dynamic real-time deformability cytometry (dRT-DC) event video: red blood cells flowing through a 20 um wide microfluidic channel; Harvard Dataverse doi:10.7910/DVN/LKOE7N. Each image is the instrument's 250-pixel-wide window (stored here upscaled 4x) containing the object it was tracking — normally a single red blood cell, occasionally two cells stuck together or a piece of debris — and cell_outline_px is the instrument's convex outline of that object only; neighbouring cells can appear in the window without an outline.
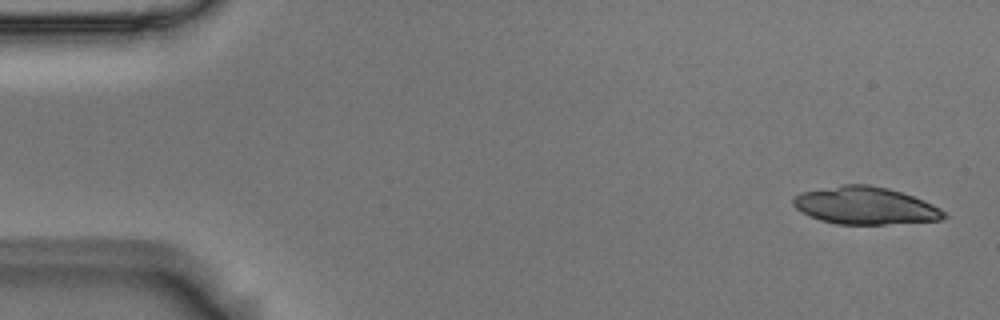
{"species": "Egyptian fruit bat (a non-hibernating species)", "species_latin": "Rousettus aegyptiacus", "temperature_condition": "room temperature", "stored_images_in_passage": 21, "camera_frame_rate_fps": 3000, "um_per_image_px": 0.085, "animal": {"sex": "male"}, "frame": {"image": 1, "passage_image": 1, "time_ms": 0.0, "image_size_px": [1000, 320], "cell_outline_px": [[948, 216], [944, 220], [884, 224], [836, 224], [820, 220], [808, 216], [796, 208], [792, 204], [792, 200], [800, 192], [844, 184], [868, 184], [888, 188], [924, 200], [940, 208]], "centroid_in_image_um": [73.54, 17.48], "position_along_channel_um": 11.5, "area_um2": 32.95}}